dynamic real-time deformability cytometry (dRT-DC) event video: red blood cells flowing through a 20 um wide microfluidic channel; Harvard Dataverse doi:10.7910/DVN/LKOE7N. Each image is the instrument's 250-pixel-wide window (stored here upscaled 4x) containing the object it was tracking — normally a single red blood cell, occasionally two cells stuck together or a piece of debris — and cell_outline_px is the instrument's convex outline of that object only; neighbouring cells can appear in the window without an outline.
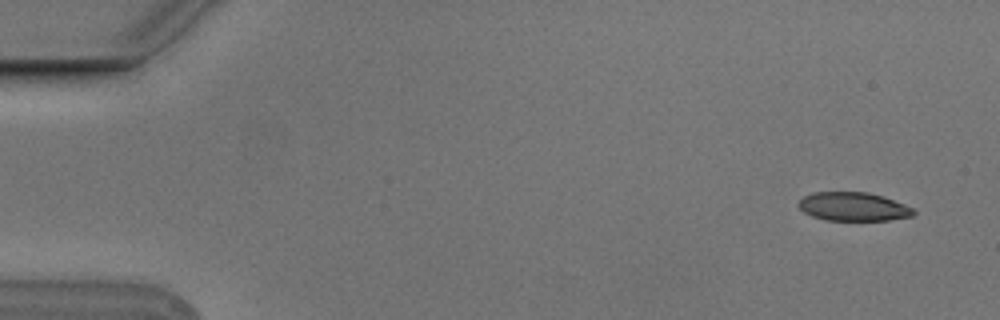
{"species": "Egyptian fruit bat (a non-hibernating species)", "species_latin": "Rousettus aegyptiacus", "temperature_condition": "cold", "stored_images_in_passage": 5, "camera_frame_rate_fps": 3000, "um_per_image_px": 0.085, "animal": {"sex": "male"}, "frame": {"image": 1, "passage_image": 1, "time_ms": 0.0, "image_size_px": [1000, 320], "cell_outline_px": [[916, 212], [912, 216], [888, 220], [824, 220], [812, 216], [804, 212], [796, 204], [804, 196], [812, 192], [868, 192], [884, 196], [904, 204], [912, 208]], "centroid_in_image_um": [72.51, 17.56], "position_along_channel_um": 12.5, "area_um2": 19.25}}